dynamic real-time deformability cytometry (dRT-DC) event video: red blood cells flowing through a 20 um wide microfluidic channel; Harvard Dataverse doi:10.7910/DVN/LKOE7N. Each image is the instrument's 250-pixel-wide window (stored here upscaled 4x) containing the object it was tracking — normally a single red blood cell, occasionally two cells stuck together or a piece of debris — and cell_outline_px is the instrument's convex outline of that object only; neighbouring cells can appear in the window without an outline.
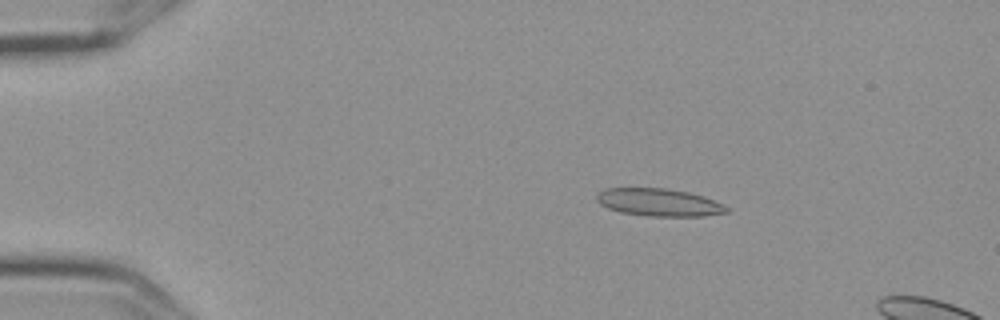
{"species": "Egyptian fruit bat (a non-hibernating species)", "species_latin": "Rousettus aegyptiacus", "temperature_condition": "cold", "stored_images_in_passage": 18, "camera_frame_rate_fps": 3000, "um_per_image_px": 0.085, "frame": {"image": 1, "passage_image": 11, "time_ms": 3.333, "image_size_px": [1000, 320], "cell_outline_px": [[728, 212], [704, 216], [648, 216], [620, 212], [608, 208], [600, 204], [596, 200], [596, 192], [604, 188], [664, 188], [688, 192], [704, 196], [724, 204], [728, 208]], "centroid_in_image_um": [55.99, 17.2], "position_along_channel_um": 29.0, "area_um2": 21.04}}